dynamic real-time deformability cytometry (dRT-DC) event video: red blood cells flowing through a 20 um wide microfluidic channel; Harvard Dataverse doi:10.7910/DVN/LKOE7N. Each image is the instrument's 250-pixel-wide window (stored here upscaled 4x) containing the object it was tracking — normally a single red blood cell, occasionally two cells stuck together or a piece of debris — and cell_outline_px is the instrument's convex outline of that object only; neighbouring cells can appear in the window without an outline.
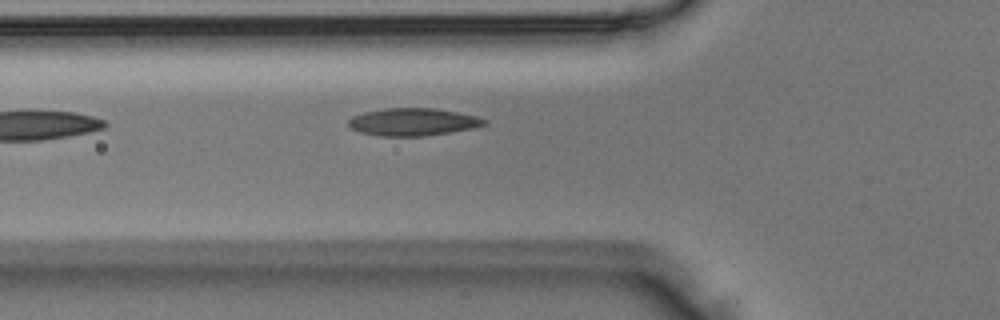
{"species": "Egyptian fruit bat (a non-hibernating species)", "species_latin": "Rousettus aegyptiacus", "temperature_condition": "room temperature", "stored_images_in_passage": 2, "camera_frame_rate_fps": 3000, "um_per_image_px": 0.085, "animal": {"sex": "male"}, "frame": {"image": 1, "passage_image": 2, "time_ms": 0.333, "image_size_px": [1000, 320], "cell_outline_px": [[488, 124], [476, 128], [424, 136], [380, 136], [360, 132], [352, 128], [348, 124], [348, 120], [352, 116], [364, 112], [384, 108], [432, 108], [456, 112], [476, 116], [488, 120]], "centroid_in_image_um": [35.12, 10.36], "position_along_channel_um": 90.7, "area_um2": 21.85}}